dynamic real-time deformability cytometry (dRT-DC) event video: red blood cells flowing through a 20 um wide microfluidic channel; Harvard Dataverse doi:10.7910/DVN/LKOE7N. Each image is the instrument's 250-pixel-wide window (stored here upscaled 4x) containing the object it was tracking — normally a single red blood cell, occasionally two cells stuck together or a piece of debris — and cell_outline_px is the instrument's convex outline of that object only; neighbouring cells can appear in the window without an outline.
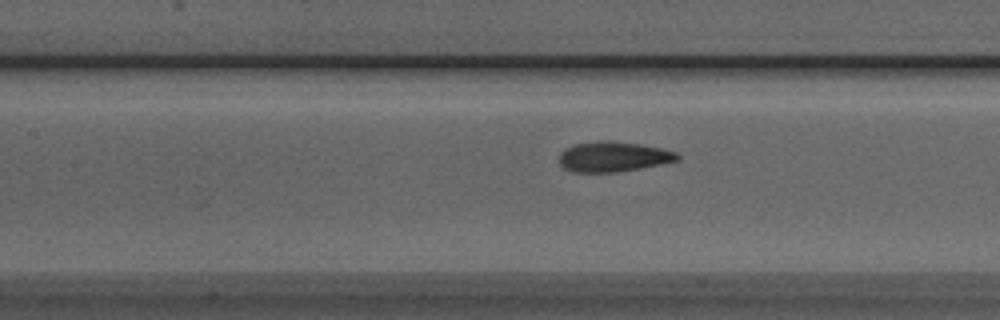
{"species": "Egyptian fruit bat (a non-hibernating species)", "species_latin": "Rousettus aegyptiacus", "temperature_condition": "room temperature", "stored_images_in_passage": 35, "camera_frame_rate_fps": 3000, "um_per_image_px": 0.085, "animal": {"sex": "male"}, "frame": {"image": 1, "passage_image": 15, "time_ms": 4.667, "image_size_px": [1000, 320], "cell_outline_px": [[680, 160], [640, 168], [616, 172], [572, 172], [564, 168], [560, 164], [560, 152], [564, 148], [576, 144], [596, 140], [612, 140], [640, 144], [664, 148], [676, 152], [680, 156]], "centroid_in_image_um": [52.13, 13.3], "position_along_channel_um": 155.3, "area_um2": 20.98}}
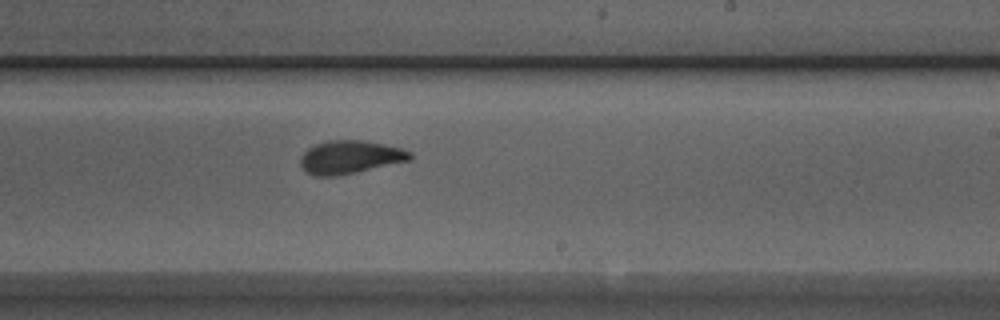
{"frame": {"image": 2, "passage_image": 23, "time_ms": 7.333, "image_size_px": [1000, 320], "cell_outline_px": [[412, 160], [356, 172], [336, 176], [312, 176], [304, 172], [300, 164], [300, 156], [308, 148], [316, 144], [328, 140], [360, 140], [384, 144], [400, 148], [412, 152]], "centroid_in_image_um": [29.73, 13.36], "position_along_channel_um": 259.3, "area_um2": 21.33}}
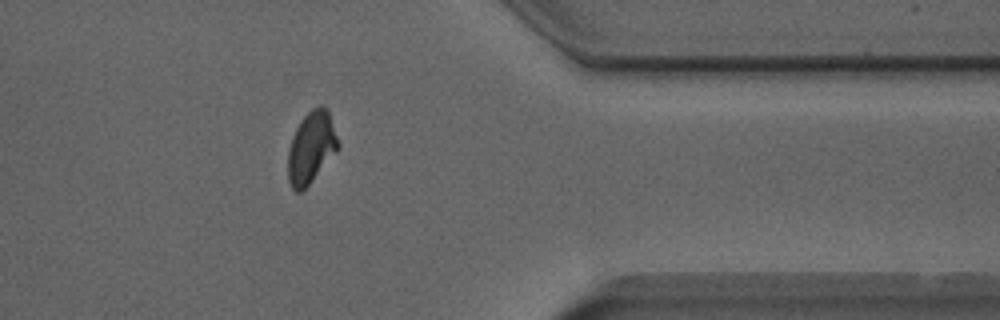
{"frame": {"image": 3, "passage_image": 34, "time_ms": 11.0, "image_size_px": [1000, 320], "cell_outline_px": [[340, 148], [312, 180], [300, 192], [296, 192], [292, 188], [288, 180], [288, 148], [292, 136], [300, 120], [312, 108], [320, 104], [328, 112], [340, 144]], "centroid_in_image_um": [26.44, 12.53], "position_along_channel_um": 385.0, "area_um2": 20.81}}